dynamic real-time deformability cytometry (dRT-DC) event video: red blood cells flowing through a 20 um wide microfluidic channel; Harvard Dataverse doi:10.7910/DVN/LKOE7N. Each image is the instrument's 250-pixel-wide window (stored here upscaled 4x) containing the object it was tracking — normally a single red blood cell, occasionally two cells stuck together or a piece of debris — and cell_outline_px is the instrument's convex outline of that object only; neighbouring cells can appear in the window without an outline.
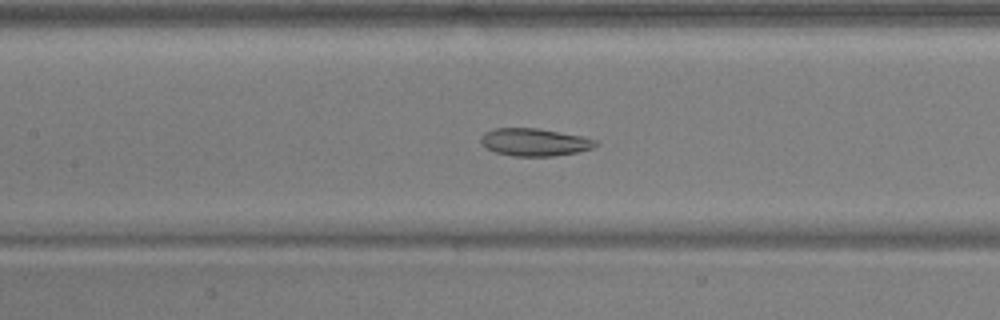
{"species": "common noctule bat (a hibernating species)", "species_latin": "Nyctalus noctula", "temperature_condition": "warm", "stored_images_in_passage": 56, "camera_frame_rate_fps": 3000, "um_per_image_px": 0.085, "animal": {"sex": "male", "body_mass_g": 17.9, "forearm_length_mm": 54.2}, "frame": {"image": 1, "passage_image": 26, "time_ms": 8.333, "image_size_px": [1000, 320], "cell_outline_px": [[600, 144], [592, 148], [576, 152], [552, 156], [512, 156], [496, 152], [484, 148], [480, 144], [480, 140], [484, 132], [492, 128], [540, 128], [580, 136], [596, 140]], "centroid_in_image_um": [45.39, 12.08], "position_along_channel_um": 162.0, "area_um2": 18.55}}
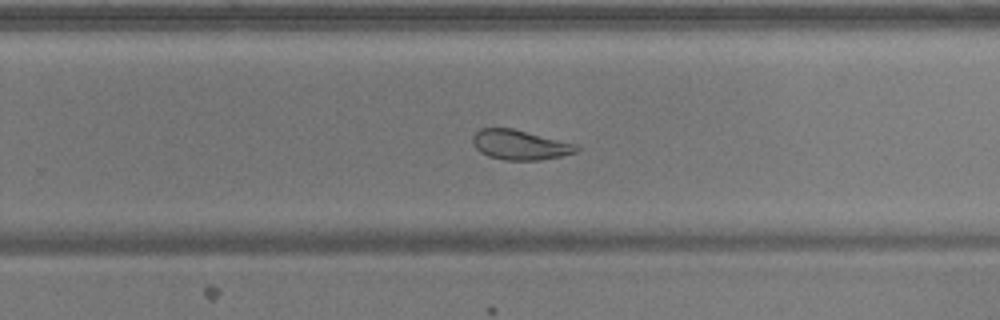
{"frame": {"image": 2, "passage_image": 36, "time_ms": 11.667, "image_size_px": [1000, 320], "cell_outline_px": [[580, 148], [576, 152], [560, 156], [540, 160], [504, 160], [488, 156], [480, 152], [476, 148], [472, 140], [472, 136], [480, 128], [512, 128], [576, 144]], "centroid_in_image_um": [44.17, 12.31], "position_along_channel_um": 285.6, "area_um2": 17.92}}
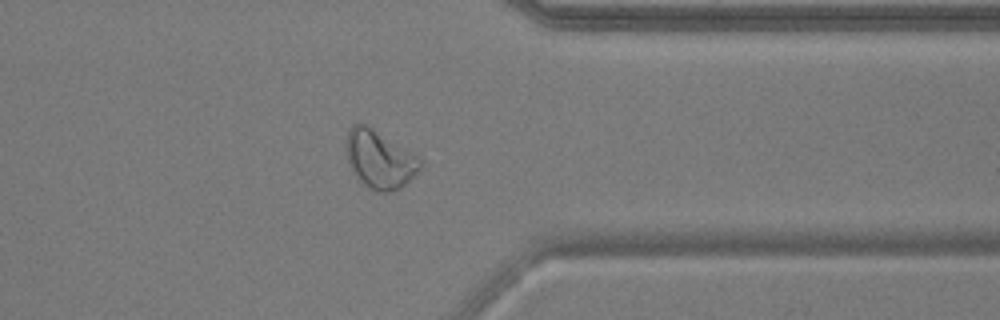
{"frame": {"image": 3, "passage_image": 44, "time_ms": 14.333, "image_size_px": [1000, 320], "cell_outline_px": [[424, 160], [420, 168], [400, 188], [388, 192], [376, 192], [368, 188], [356, 180], [348, 160], [344, 144], [348, 128], [352, 124], [364, 124], [372, 128]], "centroid_in_image_um": [32.21, 13.56], "position_along_channel_um": 379.2, "area_um2": 25.03}, "authors_computed_cell_mechanics": {"area_um2": 23.698, "velocity_mm_per_s": 3.7223, "shape_relaxation_time_tau1_ms": 8.1338, "shape_relaxation_time_tau2_ms": 2.5251, "deformation_change_tau1": 0.1458, "deformation_change_tau2": 0.0838}}